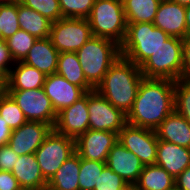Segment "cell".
<instances>
[{"instance_id": "1", "label": "cell", "mask_w": 190, "mask_h": 190, "mask_svg": "<svg viewBox=\"0 0 190 190\" xmlns=\"http://www.w3.org/2000/svg\"><path fill=\"white\" fill-rule=\"evenodd\" d=\"M175 110V81L143 77L127 123L156 130Z\"/></svg>"}, {"instance_id": "18", "label": "cell", "mask_w": 190, "mask_h": 190, "mask_svg": "<svg viewBox=\"0 0 190 190\" xmlns=\"http://www.w3.org/2000/svg\"><path fill=\"white\" fill-rule=\"evenodd\" d=\"M156 165L165 169L173 178L190 166V148L158 140Z\"/></svg>"}, {"instance_id": "3", "label": "cell", "mask_w": 190, "mask_h": 190, "mask_svg": "<svg viewBox=\"0 0 190 190\" xmlns=\"http://www.w3.org/2000/svg\"><path fill=\"white\" fill-rule=\"evenodd\" d=\"M76 54L86 80L96 88L110 66L120 58L121 47L111 39L92 36Z\"/></svg>"}, {"instance_id": "28", "label": "cell", "mask_w": 190, "mask_h": 190, "mask_svg": "<svg viewBox=\"0 0 190 190\" xmlns=\"http://www.w3.org/2000/svg\"><path fill=\"white\" fill-rule=\"evenodd\" d=\"M0 116L11 130L27 122L23 111L6 91L0 96Z\"/></svg>"}, {"instance_id": "32", "label": "cell", "mask_w": 190, "mask_h": 190, "mask_svg": "<svg viewBox=\"0 0 190 190\" xmlns=\"http://www.w3.org/2000/svg\"><path fill=\"white\" fill-rule=\"evenodd\" d=\"M95 0H59L63 18H86L89 16Z\"/></svg>"}, {"instance_id": "13", "label": "cell", "mask_w": 190, "mask_h": 190, "mask_svg": "<svg viewBox=\"0 0 190 190\" xmlns=\"http://www.w3.org/2000/svg\"><path fill=\"white\" fill-rule=\"evenodd\" d=\"M89 129L88 92L71 106L57 113L54 130L76 139Z\"/></svg>"}, {"instance_id": "44", "label": "cell", "mask_w": 190, "mask_h": 190, "mask_svg": "<svg viewBox=\"0 0 190 190\" xmlns=\"http://www.w3.org/2000/svg\"><path fill=\"white\" fill-rule=\"evenodd\" d=\"M5 92V78L0 75V96Z\"/></svg>"}, {"instance_id": "16", "label": "cell", "mask_w": 190, "mask_h": 190, "mask_svg": "<svg viewBox=\"0 0 190 190\" xmlns=\"http://www.w3.org/2000/svg\"><path fill=\"white\" fill-rule=\"evenodd\" d=\"M106 165L130 186L136 184L144 167L138 156L127 150L119 141L109 151Z\"/></svg>"}, {"instance_id": "23", "label": "cell", "mask_w": 190, "mask_h": 190, "mask_svg": "<svg viewBox=\"0 0 190 190\" xmlns=\"http://www.w3.org/2000/svg\"><path fill=\"white\" fill-rule=\"evenodd\" d=\"M56 73L86 92L95 90L86 80L76 52L59 53Z\"/></svg>"}, {"instance_id": "26", "label": "cell", "mask_w": 190, "mask_h": 190, "mask_svg": "<svg viewBox=\"0 0 190 190\" xmlns=\"http://www.w3.org/2000/svg\"><path fill=\"white\" fill-rule=\"evenodd\" d=\"M174 185L175 178L161 166L153 164L143 167L134 187L137 190H168Z\"/></svg>"}, {"instance_id": "43", "label": "cell", "mask_w": 190, "mask_h": 190, "mask_svg": "<svg viewBox=\"0 0 190 190\" xmlns=\"http://www.w3.org/2000/svg\"><path fill=\"white\" fill-rule=\"evenodd\" d=\"M24 0H0L3 4H23Z\"/></svg>"}, {"instance_id": "41", "label": "cell", "mask_w": 190, "mask_h": 190, "mask_svg": "<svg viewBox=\"0 0 190 190\" xmlns=\"http://www.w3.org/2000/svg\"><path fill=\"white\" fill-rule=\"evenodd\" d=\"M12 130L6 124L4 119L0 116V147L6 145L9 142Z\"/></svg>"}, {"instance_id": "19", "label": "cell", "mask_w": 190, "mask_h": 190, "mask_svg": "<svg viewBox=\"0 0 190 190\" xmlns=\"http://www.w3.org/2000/svg\"><path fill=\"white\" fill-rule=\"evenodd\" d=\"M59 53L49 37L37 38L22 62L47 76L56 73Z\"/></svg>"}, {"instance_id": "4", "label": "cell", "mask_w": 190, "mask_h": 190, "mask_svg": "<svg viewBox=\"0 0 190 190\" xmlns=\"http://www.w3.org/2000/svg\"><path fill=\"white\" fill-rule=\"evenodd\" d=\"M170 36L153 23H127L121 56L141 66Z\"/></svg>"}, {"instance_id": "40", "label": "cell", "mask_w": 190, "mask_h": 190, "mask_svg": "<svg viewBox=\"0 0 190 190\" xmlns=\"http://www.w3.org/2000/svg\"><path fill=\"white\" fill-rule=\"evenodd\" d=\"M175 185L180 190H190V166L175 178Z\"/></svg>"}, {"instance_id": "45", "label": "cell", "mask_w": 190, "mask_h": 190, "mask_svg": "<svg viewBox=\"0 0 190 190\" xmlns=\"http://www.w3.org/2000/svg\"><path fill=\"white\" fill-rule=\"evenodd\" d=\"M170 1L179 3L180 5H183V6L190 5V0H170Z\"/></svg>"}, {"instance_id": "9", "label": "cell", "mask_w": 190, "mask_h": 190, "mask_svg": "<svg viewBox=\"0 0 190 190\" xmlns=\"http://www.w3.org/2000/svg\"><path fill=\"white\" fill-rule=\"evenodd\" d=\"M23 111L27 121L42 122L51 125L56 123L55 112L50 99L44 89L32 90H5Z\"/></svg>"}, {"instance_id": "35", "label": "cell", "mask_w": 190, "mask_h": 190, "mask_svg": "<svg viewBox=\"0 0 190 190\" xmlns=\"http://www.w3.org/2000/svg\"><path fill=\"white\" fill-rule=\"evenodd\" d=\"M130 185L107 165L103 168L94 190H126Z\"/></svg>"}, {"instance_id": "46", "label": "cell", "mask_w": 190, "mask_h": 190, "mask_svg": "<svg viewBox=\"0 0 190 190\" xmlns=\"http://www.w3.org/2000/svg\"><path fill=\"white\" fill-rule=\"evenodd\" d=\"M168 190H180V189L176 185H174L172 188H170Z\"/></svg>"}, {"instance_id": "14", "label": "cell", "mask_w": 190, "mask_h": 190, "mask_svg": "<svg viewBox=\"0 0 190 190\" xmlns=\"http://www.w3.org/2000/svg\"><path fill=\"white\" fill-rule=\"evenodd\" d=\"M53 129L47 123L27 121L12 130L8 145L17 155L35 153Z\"/></svg>"}, {"instance_id": "2", "label": "cell", "mask_w": 190, "mask_h": 190, "mask_svg": "<svg viewBox=\"0 0 190 190\" xmlns=\"http://www.w3.org/2000/svg\"><path fill=\"white\" fill-rule=\"evenodd\" d=\"M143 77L139 66L120 56L110 66L95 90L115 108L128 115Z\"/></svg>"}, {"instance_id": "15", "label": "cell", "mask_w": 190, "mask_h": 190, "mask_svg": "<svg viewBox=\"0 0 190 190\" xmlns=\"http://www.w3.org/2000/svg\"><path fill=\"white\" fill-rule=\"evenodd\" d=\"M43 89L56 113L71 106L87 93L83 88L69 83L57 73L46 76Z\"/></svg>"}, {"instance_id": "24", "label": "cell", "mask_w": 190, "mask_h": 190, "mask_svg": "<svg viewBox=\"0 0 190 190\" xmlns=\"http://www.w3.org/2000/svg\"><path fill=\"white\" fill-rule=\"evenodd\" d=\"M80 156L75 152L47 182L53 190H79Z\"/></svg>"}, {"instance_id": "22", "label": "cell", "mask_w": 190, "mask_h": 190, "mask_svg": "<svg viewBox=\"0 0 190 190\" xmlns=\"http://www.w3.org/2000/svg\"><path fill=\"white\" fill-rule=\"evenodd\" d=\"M158 140L190 148V124L175 110L155 130Z\"/></svg>"}, {"instance_id": "5", "label": "cell", "mask_w": 190, "mask_h": 190, "mask_svg": "<svg viewBox=\"0 0 190 190\" xmlns=\"http://www.w3.org/2000/svg\"><path fill=\"white\" fill-rule=\"evenodd\" d=\"M87 20L93 36L111 39L119 45L124 42L127 22L122 0H95Z\"/></svg>"}, {"instance_id": "17", "label": "cell", "mask_w": 190, "mask_h": 190, "mask_svg": "<svg viewBox=\"0 0 190 190\" xmlns=\"http://www.w3.org/2000/svg\"><path fill=\"white\" fill-rule=\"evenodd\" d=\"M185 6L170 0H161L153 25L170 37L183 39L186 36Z\"/></svg>"}, {"instance_id": "48", "label": "cell", "mask_w": 190, "mask_h": 190, "mask_svg": "<svg viewBox=\"0 0 190 190\" xmlns=\"http://www.w3.org/2000/svg\"><path fill=\"white\" fill-rule=\"evenodd\" d=\"M43 190H53V189H51L50 187L46 186V187L43 188Z\"/></svg>"}, {"instance_id": "29", "label": "cell", "mask_w": 190, "mask_h": 190, "mask_svg": "<svg viewBox=\"0 0 190 190\" xmlns=\"http://www.w3.org/2000/svg\"><path fill=\"white\" fill-rule=\"evenodd\" d=\"M106 162L91 161L80 157L79 190H94Z\"/></svg>"}, {"instance_id": "8", "label": "cell", "mask_w": 190, "mask_h": 190, "mask_svg": "<svg viewBox=\"0 0 190 190\" xmlns=\"http://www.w3.org/2000/svg\"><path fill=\"white\" fill-rule=\"evenodd\" d=\"M92 36L86 18H61L52 22L49 38L62 53L78 51Z\"/></svg>"}, {"instance_id": "31", "label": "cell", "mask_w": 190, "mask_h": 190, "mask_svg": "<svg viewBox=\"0 0 190 190\" xmlns=\"http://www.w3.org/2000/svg\"><path fill=\"white\" fill-rule=\"evenodd\" d=\"M1 39L6 40L20 29L18 22V4L0 3Z\"/></svg>"}, {"instance_id": "47", "label": "cell", "mask_w": 190, "mask_h": 190, "mask_svg": "<svg viewBox=\"0 0 190 190\" xmlns=\"http://www.w3.org/2000/svg\"><path fill=\"white\" fill-rule=\"evenodd\" d=\"M126 190H137L134 186H129Z\"/></svg>"}, {"instance_id": "20", "label": "cell", "mask_w": 190, "mask_h": 190, "mask_svg": "<svg viewBox=\"0 0 190 190\" xmlns=\"http://www.w3.org/2000/svg\"><path fill=\"white\" fill-rule=\"evenodd\" d=\"M11 173L22 189L41 190L47 186L48 181L43 177L35 153L19 155Z\"/></svg>"}, {"instance_id": "12", "label": "cell", "mask_w": 190, "mask_h": 190, "mask_svg": "<svg viewBox=\"0 0 190 190\" xmlns=\"http://www.w3.org/2000/svg\"><path fill=\"white\" fill-rule=\"evenodd\" d=\"M117 141L118 134L115 132L88 129L75 139V150L81 158L106 162Z\"/></svg>"}, {"instance_id": "38", "label": "cell", "mask_w": 190, "mask_h": 190, "mask_svg": "<svg viewBox=\"0 0 190 190\" xmlns=\"http://www.w3.org/2000/svg\"><path fill=\"white\" fill-rule=\"evenodd\" d=\"M183 69L181 79L190 82V35L182 39Z\"/></svg>"}, {"instance_id": "34", "label": "cell", "mask_w": 190, "mask_h": 190, "mask_svg": "<svg viewBox=\"0 0 190 190\" xmlns=\"http://www.w3.org/2000/svg\"><path fill=\"white\" fill-rule=\"evenodd\" d=\"M23 4L39 12L52 22L63 18L59 0H24Z\"/></svg>"}, {"instance_id": "25", "label": "cell", "mask_w": 190, "mask_h": 190, "mask_svg": "<svg viewBox=\"0 0 190 190\" xmlns=\"http://www.w3.org/2000/svg\"><path fill=\"white\" fill-rule=\"evenodd\" d=\"M18 22L20 29L36 38L50 37L52 21L24 4H18Z\"/></svg>"}, {"instance_id": "30", "label": "cell", "mask_w": 190, "mask_h": 190, "mask_svg": "<svg viewBox=\"0 0 190 190\" xmlns=\"http://www.w3.org/2000/svg\"><path fill=\"white\" fill-rule=\"evenodd\" d=\"M37 38L23 29H19L6 39L10 54L15 62L23 61Z\"/></svg>"}, {"instance_id": "37", "label": "cell", "mask_w": 190, "mask_h": 190, "mask_svg": "<svg viewBox=\"0 0 190 190\" xmlns=\"http://www.w3.org/2000/svg\"><path fill=\"white\" fill-rule=\"evenodd\" d=\"M18 158L19 155L8 144L2 145L0 147V170L12 172Z\"/></svg>"}, {"instance_id": "27", "label": "cell", "mask_w": 190, "mask_h": 190, "mask_svg": "<svg viewBox=\"0 0 190 190\" xmlns=\"http://www.w3.org/2000/svg\"><path fill=\"white\" fill-rule=\"evenodd\" d=\"M161 0H122L127 23H153Z\"/></svg>"}, {"instance_id": "10", "label": "cell", "mask_w": 190, "mask_h": 190, "mask_svg": "<svg viewBox=\"0 0 190 190\" xmlns=\"http://www.w3.org/2000/svg\"><path fill=\"white\" fill-rule=\"evenodd\" d=\"M89 129L119 134L127 124V115L115 108L96 90L88 92Z\"/></svg>"}, {"instance_id": "7", "label": "cell", "mask_w": 190, "mask_h": 190, "mask_svg": "<svg viewBox=\"0 0 190 190\" xmlns=\"http://www.w3.org/2000/svg\"><path fill=\"white\" fill-rule=\"evenodd\" d=\"M75 152V139L59 134L53 129L35 151V157L43 177L49 181L61 165Z\"/></svg>"}, {"instance_id": "39", "label": "cell", "mask_w": 190, "mask_h": 190, "mask_svg": "<svg viewBox=\"0 0 190 190\" xmlns=\"http://www.w3.org/2000/svg\"><path fill=\"white\" fill-rule=\"evenodd\" d=\"M17 179L9 171L0 170V190H20Z\"/></svg>"}, {"instance_id": "36", "label": "cell", "mask_w": 190, "mask_h": 190, "mask_svg": "<svg viewBox=\"0 0 190 190\" xmlns=\"http://www.w3.org/2000/svg\"><path fill=\"white\" fill-rule=\"evenodd\" d=\"M14 64L6 40L0 39V75L6 78Z\"/></svg>"}, {"instance_id": "42", "label": "cell", "mask_w": 190, "mask_h": 190, "mask_svg": "<svg viewBox=\"0 0 190 190\" xmlns=\"http://www.w3.org/2000/svg\"><path fill=\"white\" fill-rule=\"evenodd\" d=\"M186 12V35H190V5L185 6Z\"/></svg>"}, {"instance_id": "6", "label": "cell", "mask_w": 190, "mask_h": 190, "mask_svg": "<svg viewBox=\"0 0 190 190\" xmlns=\"http://www.w3.org/2000/svg\"><path fill=\"white\" fill-rule=\"evenodd\" d=\"M183 69L182 39L170 37L140 66L145 78L181 79Z\"/></svg>"}, {"instance_id": "33", "label": "cell", "mask_w": 190, "mask_h": 190, "mask_svg": "<svg viewBox=\"0 0 190 190\" xmlns=\"http://www.w3.org/2000/svg\"><path fill=\"white\" fill-rule=\"evenodd\" d=\"M175 111L190 124V82L183 79L175 81Z\"/></svg>"}, {"instance_id": "11", "label": "cell", "mask_w": 190, "mask_h": 190, "mask_svg": "<svg viewBox=\"0 0 190 190\" xmlns=\"http://www.w3.org/2000/svg\"><path fill=\"white\" fill-rule=\"evenodd\" d=\"M118 141L138 156L144 166L156 163L158 145L156 131L127 123L119 132Z\"/></svg>"}, {"instance_id": "21", "label": "cell", "mask_w": 190, "mask_h": 190, "mask_svg": "<svg viewBox=\"0 0 190 190\" xmlns=\"http://www.w3.org/2000/svg\"><path fill=\"white\" fill-rule=\"evenodd\" d=\"M46 75L22 61L15 62L5 78V90H32L43 88Z\"/></svg>"}]
</instances>
